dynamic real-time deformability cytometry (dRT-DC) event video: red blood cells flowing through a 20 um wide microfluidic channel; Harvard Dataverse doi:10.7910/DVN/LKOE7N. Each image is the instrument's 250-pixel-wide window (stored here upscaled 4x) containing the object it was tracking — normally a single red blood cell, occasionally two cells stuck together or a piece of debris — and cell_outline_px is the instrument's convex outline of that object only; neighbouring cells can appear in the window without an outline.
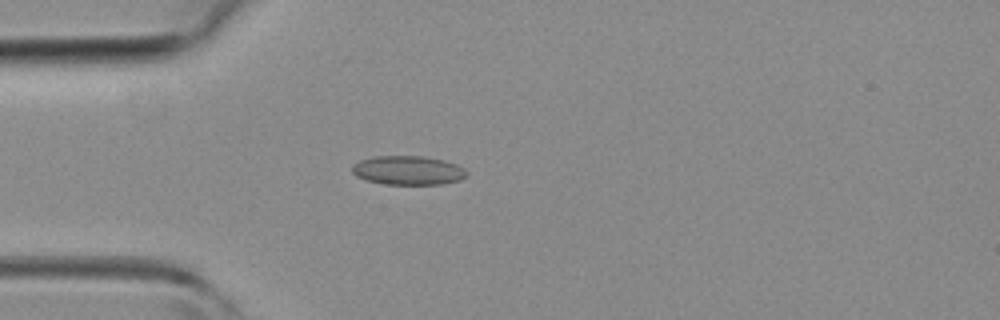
{"species": "common noctule bat (a hibernating species)", "species_latin": "Nyctalus noctula", "temperature_condition": "room temperature", "stored_images_in_passage": 35, "camera_frame_rate_fps": 3000, "um_per_image_px": 0.085, "animal": {"sex": "female", "body_mass_g": 19.3, "forearm_length_mm": 54.1}, "frame": {"image": 1, "passage_image": 5, "time_ms": 1.333, "image_size_px": [1000, 320], "cell_outline_px": [[468, 176], [460, 180], [444, 184], [384, 184], [364, 180], [356, 176], [352, 172], [352, 164], [360, 160], [372, 156], [424, 156], [444, 160], [456, 164], [464, 168], [468, 172]], "centroid_in_image_um": [34.69, 14.48], "position_along_channel_um": 50.3, "area_um2": 19.65}}
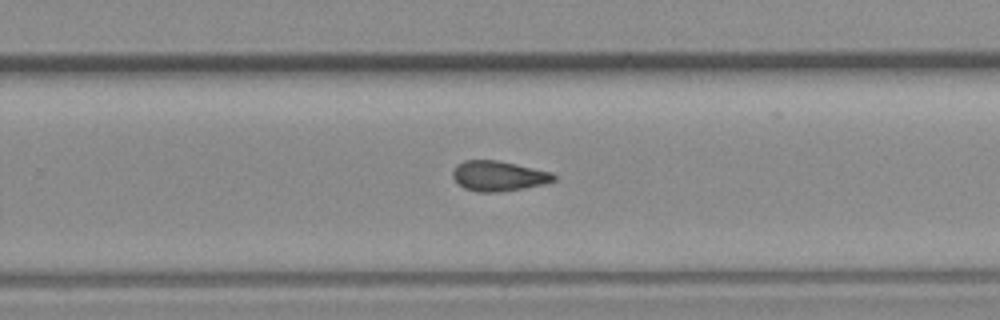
{"frame": {"image": 2, "passage_image": 20, "time_ms": 6.333, "image_size_px": [1000, 320], "cell_outline_px": [[556, 180], [544, 184], [524, 188], [500, 192], [480, 192], [464, 188], [452, 176], [452, 172], [456, 164], [464, 160], [496, 160], [516, 164], [552, 172], [556, 176]], "centroid_in_image_um": [42.38, 14.95], "position_along_channel_um": 287.4, "area_um2": 17.74}}
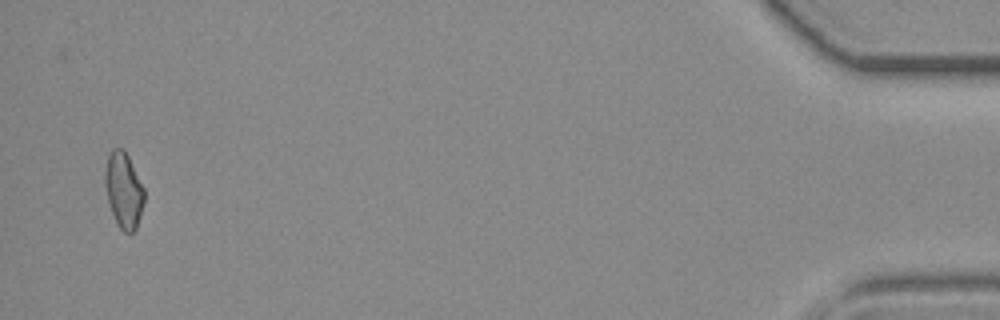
{"frame": {"image": 3, "passage_image": 34, "time_ms": 11.0, "image_size_px": [1000, 320], "cell_outline_px": [[144, 200], [136, 228], [132, 232], [124, 232], [116, 224], [108, 200], [104, 184], [104, 176], [108, 156], [112, 148], [124, 148], [144, 188]], "centroid_in_image_um": [10.5, 16.15], "position_along_channel_um": 424.7, "area_um2": 17.11}}